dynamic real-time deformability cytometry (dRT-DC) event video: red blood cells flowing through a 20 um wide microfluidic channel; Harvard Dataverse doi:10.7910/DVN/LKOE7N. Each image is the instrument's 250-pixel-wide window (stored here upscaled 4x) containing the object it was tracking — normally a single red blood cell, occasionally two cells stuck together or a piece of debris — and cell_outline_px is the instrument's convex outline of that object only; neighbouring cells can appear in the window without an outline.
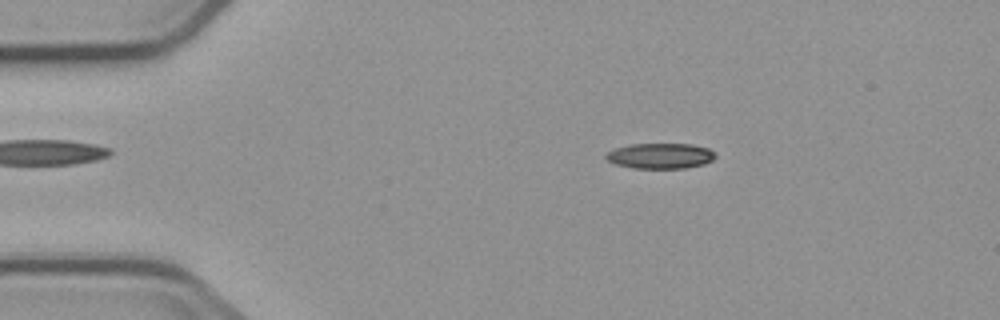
{"species": "common noctule bat (a hibernating species)", "species_latin": "Nyctalus noctula", "temperature_condition": "cold", "stored_images_in_passage": 3, "camera_frame_rate_fps": 3000, "um_per_image_px": 0.085, "animal": {"sex": "male", "body_mass_g": 23.1, "forearm_length_mm": 52.7}, "frame": {"image": 1, "passage_image": 1, "time_ms": 0.0, "image_size_px": [1000, 320], "cell_outline_px": [[716, 156], [712, 160], [704, 164], [684, 168], [632, 168], [616, 164], [608, 160], [604, 156], [608, 152], [616, 148], [628, 144], [692, 144], [708, 148], [716, 152]], "centroid_in_image_um": [56.15, 13.24], "position_along_channel_um": 28.9, "area_um2": 16.24}}
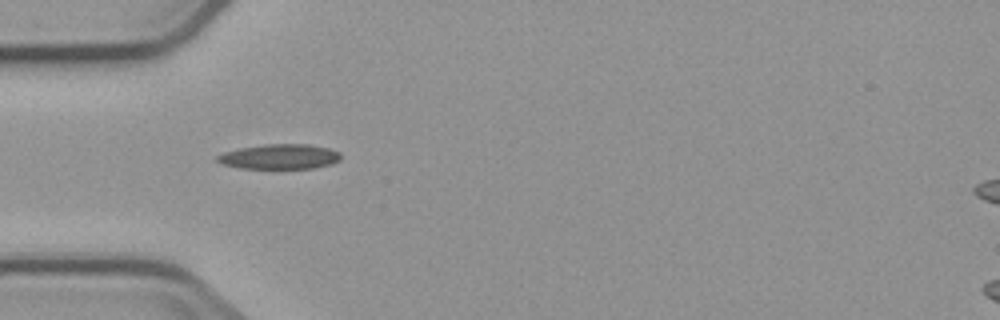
{"frame": {"image": 2, "passage_image": 2, "time_ms": 2.333, "image_size_px": [1000, 320], "cell_outline_px": [[340, 160], [332, 164], [312, 168], [240, 168], [220, 164], [216, 160], [216, 156], [224, 152], [240, 148], [264, 144], [308, 144], [328, 148], [340, 152]], "centroid_in_image_um": [23.75, 13.31], "position_along_channel_um": 61.2, "area_um2": 17.98}}
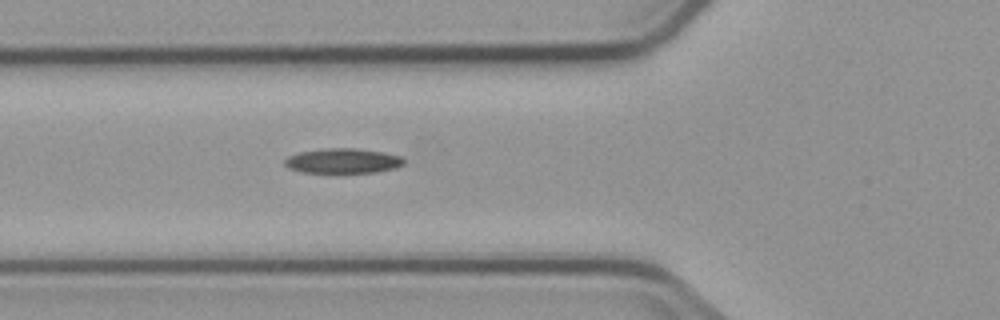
{"frame": {"image": 3, "passage_image": 3, "time_ms": 3.333, "image_size_px": [1000, 320], "cell_outline_px": [[404, 164], [396, 168], [376, 172], [300, 172], [288, 168], [284, 164], [284, 160], [288, 156], [300, 152], [328, 148], [352, 148], [384, 152], [400, 156], [404, 160]], "centroid_in_image_um": [29.14, 13.67], "position_along_channel_um": 96.7, "area_um2": 17.17}}